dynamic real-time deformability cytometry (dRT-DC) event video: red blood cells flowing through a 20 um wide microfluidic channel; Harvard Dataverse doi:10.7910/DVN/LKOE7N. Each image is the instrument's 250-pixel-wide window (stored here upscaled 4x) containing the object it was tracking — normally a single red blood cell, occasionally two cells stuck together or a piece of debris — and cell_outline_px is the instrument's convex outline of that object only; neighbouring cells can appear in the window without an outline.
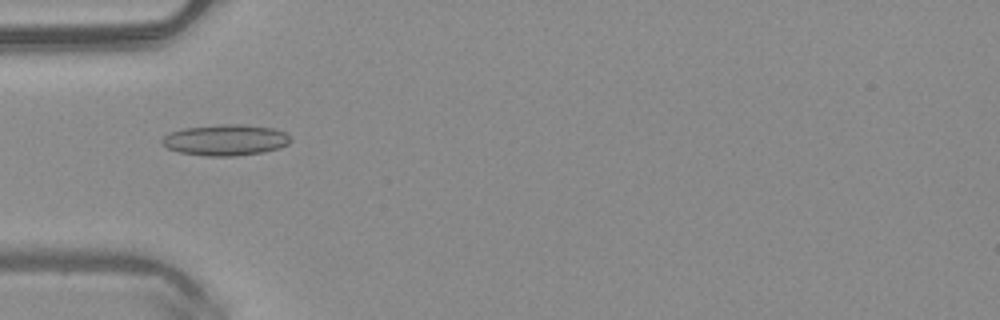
{"species": "common noctule bat (a hibernating species)", "species_latin": "Nyctalus noctula", "temperature_condition": "warm", "stored_images_in_passage": 50, "camera_frame_rate_fps": 3000, "um_per_image_px": 0.085, "animal": {"sex": "male", "body_mass_g": 20.4}, "frame": {"image": 1, "passage_image": 16, "time_ms": 5.0, "image_size_px": [1000, 320], "cell_outline_px": [[292, 140], [288, 144], [280, 148], [264, 152], [236, 156], [204, 156], [180, 152], [168, 148], [160, 144], [160, 140], [168, 132], [184, 128], [220, 124], [244, 124], [272, 128], [284, 132]], "centroid_in_image_um": [19.14, 11.9], "position_along_channel_um": 65.9, "area_um2": 23.47}}
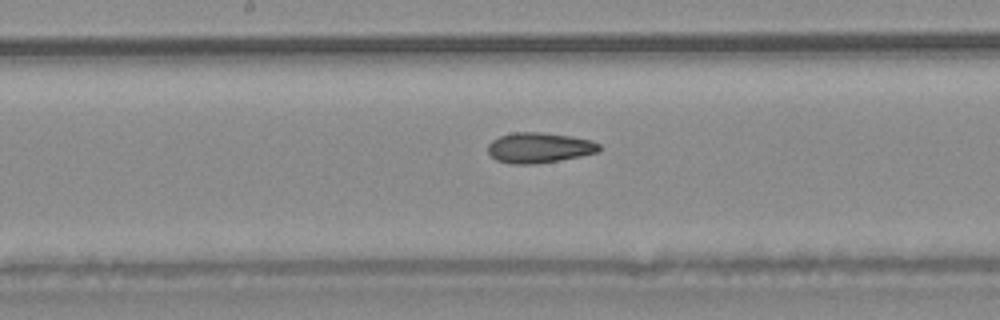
{"frame": {"image": 2, "passage_image": 26, "time_ms": 8.333, "image_size_px": [1000, 320], "cell_outline_px": [[600, 152], [560, 160], [536, 164], [512, 164], [496, 160], [488, 152], [488, 144], [492, 140], [500, 136], [512, 132], [540, 132], [572, 136], [592, 140], [600, 144]], "centroid_in_image_um": [45.84, 12.55], "position_along_channel_um": 202.4, "area_um2": 19.83}}
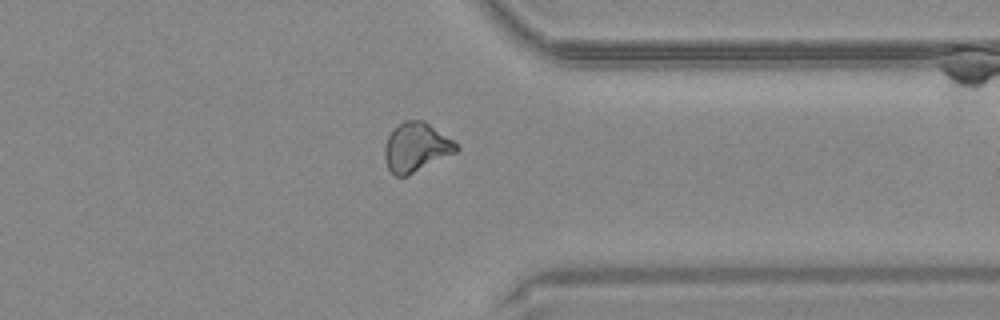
{"frame": {"image": 3, "passage_image": 39, "time_ms": 12.667, "image_size_px": [1000, 320], "cell_outline_px": [[460, 148], [456, 152], [408, 176], [396, 176], [388, 168], [384, 156], [384, 148], [388, 136], [392, 128], [404, 120], [424, 120], [452, 140]], "centroid_in_image_um": [35.35, 12.51], "position_along_channel_um": 376.1, "area_um2": 20.46}, "authors_computed_cell_mechanics": {"area_um2": 20.4323, "velocity_mm_per_s": 4.0847, "shape_relaxation_time_tau1_ms": null, "shape_relaxation_time_tau2_ms": 3.3076, "deformation_change_tau1": null, "deformation_change_tau2": 0.095}}